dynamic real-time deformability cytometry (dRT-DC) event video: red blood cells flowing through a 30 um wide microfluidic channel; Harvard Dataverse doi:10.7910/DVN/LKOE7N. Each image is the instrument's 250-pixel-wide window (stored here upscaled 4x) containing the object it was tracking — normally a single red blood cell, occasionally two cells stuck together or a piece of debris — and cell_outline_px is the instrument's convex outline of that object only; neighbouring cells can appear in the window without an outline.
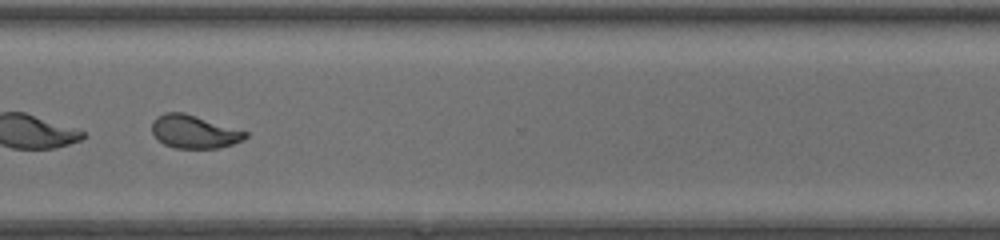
{"species": "common noctule bat (a hibernating species)", "species_latin": "Nyctalus noctula", "temperature_condition": "room temperature", "stored_images_in_passage": 51, "segment_of_instrument_passage": [2, 2], "camera_frame_rate_fps": 3000, "um_per_image_px": 0.085, "animal": {"sex": "female", "body_mass_g": 20.0, "forearm_length_mm": 54.0}, "frame": {"image": 1, "passage_image": 41, "time_ms": 13.333, "image_size_px": [1000, 240], "cell_outline_px": [[248, 136], [244, 140], [220, 148], [176, 148], [164, 144], [152, 132], [152, 120], [156, 116], [164, 112], [184, 112], [248, 132]], "centroid_in_image_um": [16.5, 11.19], "position_along_channel_um": 354.1, "area_um2": 18.03}}